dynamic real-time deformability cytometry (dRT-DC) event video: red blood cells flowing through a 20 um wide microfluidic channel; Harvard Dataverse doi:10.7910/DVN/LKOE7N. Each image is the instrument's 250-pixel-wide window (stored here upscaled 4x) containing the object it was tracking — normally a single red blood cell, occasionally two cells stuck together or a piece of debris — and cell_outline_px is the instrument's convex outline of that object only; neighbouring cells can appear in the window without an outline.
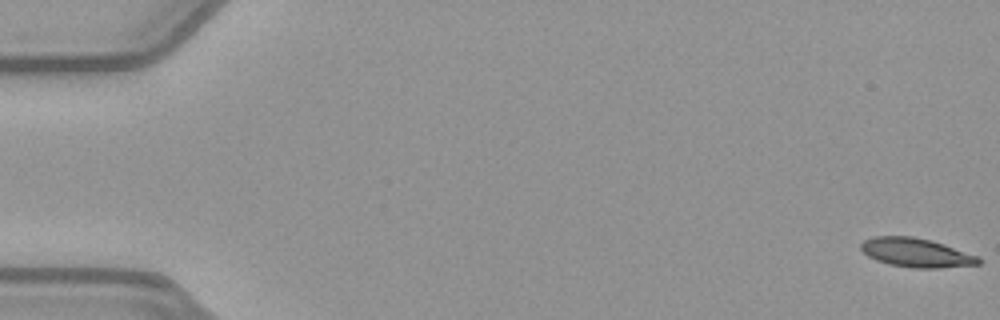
{"species": "common noctule bat (a hibernating species)", "species_latin": "Nyctalus noctula", "temperature_condition": "warm", "stored_images_in_passage": 53, "camera_frame_rate_fps": 3000, "um_per_image_px": 0.085, "animal": {"sex": "female", "body_mass_g": 21.9}, "frame": {"image": 1, "passage_image": 1, "time_ms": 0.0, "image_size_px": [1000, 320], "cell_outline_px": [[980, 264], [940, 268], [912, 268], [888, 264], [876, 260], [868, 256], [860, 248], [860, 244], [864, 240], [872, 236], [912, 236], [932, 240], [980, 256]], "centroid_in_image_um": [77.88, 21.47], "position_along_channel_um": 7.1, "area_um2": 20.06}}
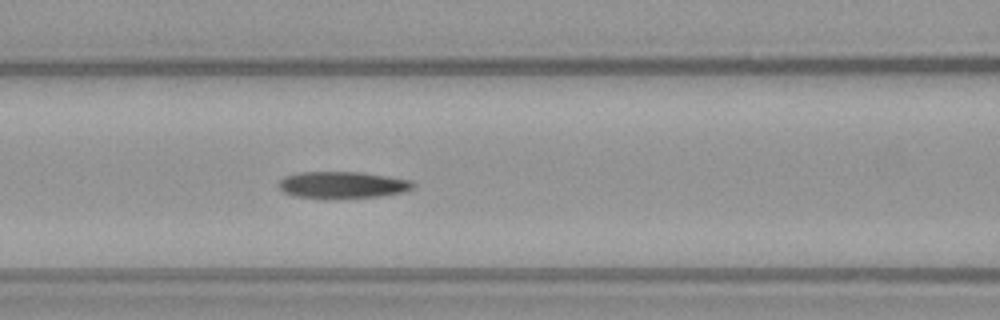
{"frame": {"image": 2, "passage_image": 23, "time_ms": 7.333, "image_size_px": [1000, 320], "cell_outline_px": [[416, 184], [412, 188], [404, 192], [380, 196], [296, 196], [284, 192], [276, 184], [284, 176], [300, 172], [364, 172], [412, 180]], "centroid_in_image_um": [29.15, 15.67], "position_along_channel_um": 137.5, "area_um2": 20.29}}
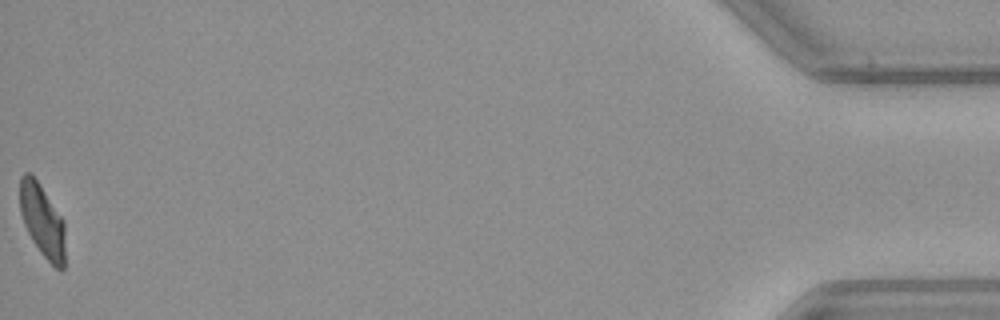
{"frame": {"image": 3, "passage_image": 53, "time_ms": 17.333, "image_size_px": [1000, 320], "cell_outline_px": [[64, 268], [56, 268], [40, 252], [32, 240], [24, 224], [20, 212], [20, 176], [24, 172], [32, 172], [64, 220]], "centroid_in_image_um": [3.58, 18.7], "position_along_channel_um": 431.6, "area_um2": 19.19}, "authors_computed_cell_mechanics": {"area_um2": 20.7502, "velocity_mm_per_s": 3.9661, "shape_relaxation_time_tau1_ms": 9.1433, "shape_relaxation_time_tau2_ms": 1.7574, "deformation_change_tau1": 0.2589, "deformation_change_tau2": 0.0893}}